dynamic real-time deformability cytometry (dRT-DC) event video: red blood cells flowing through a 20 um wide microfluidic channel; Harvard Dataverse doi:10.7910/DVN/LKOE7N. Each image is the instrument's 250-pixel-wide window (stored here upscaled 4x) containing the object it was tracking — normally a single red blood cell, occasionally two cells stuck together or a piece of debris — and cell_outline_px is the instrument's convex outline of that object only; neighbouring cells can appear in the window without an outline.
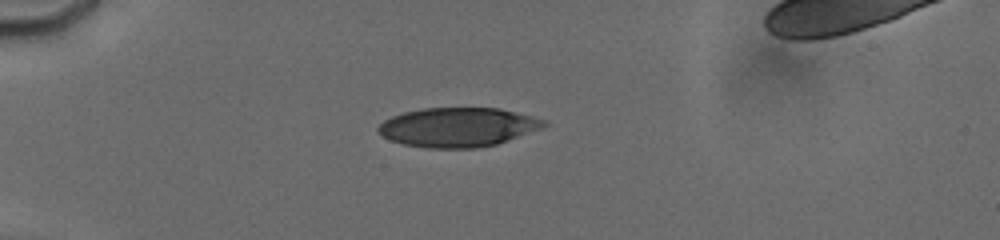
{"species": "human", "species_latin": "Homo sapiens", "temperature_condition": "cold", "stored_images_in_passage": 14, "camera_frame_rate_fps": 3000, "um_per_image_px": 0.085, "donor": {"sex": "male"}, "frame": {"image": 1, "passage_image": 6, "time_ms": 4.0, "image_size_px": [1000, 240], "cell_outline_px": [[548, 124], [544, 128], [496, 144], [476, 148], [428, 148], [404, 144], [392, 140], [376, 132], [376, 128], [384, 120], [392, 116], [404, 112], [424, 108], [500, 108], [548, 120]], "centroid_in_image_um": [38.95, 10.81], "position_along_channel_um": 46.0, "area_um2": 37.97}}
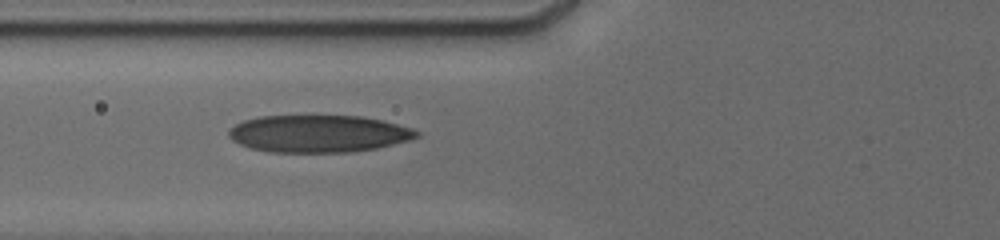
{"frame": {"image": 2, "passage_image": 12, "time_ms": 6.333, "image_size_px": [1000, 240], "cell_outline_px": [[420, 136], [412, 140], [376, 148], [352, 152], [268, 152], [252, 148], [240, 144], [232, 140], [228, 136], [228, 132], [236, 124], [244, 120], [260, 116], [360, 116], [380, 120], [412, 128], [420, 132]], "centroid_in_image_um": [27.1, 11.37], "position_along_channel_um": 98.7, "area_um2": 40.75}}
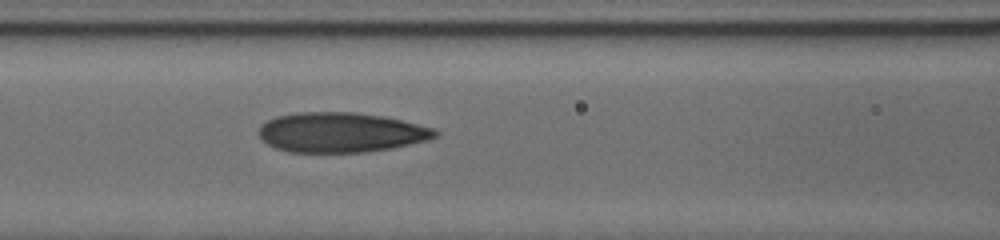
{"frame": {"image": 3, "passage_image": 14, "time_ms": 7.333, "image_size_px": [1000, 240], "cell_outline_px": [[440, 132], [436, 136], [428, 140], [368, 152], [288, 152], [276, 148], [268, 144], [256, 132], [268, 120], [276, 116], [296, 112], [352, 112], [384, 116], [436, 128]], "centroid_in_image_um": [28.98, 11.25], "position_along_channel_um": 137.6, "area_um2": 40.92}}